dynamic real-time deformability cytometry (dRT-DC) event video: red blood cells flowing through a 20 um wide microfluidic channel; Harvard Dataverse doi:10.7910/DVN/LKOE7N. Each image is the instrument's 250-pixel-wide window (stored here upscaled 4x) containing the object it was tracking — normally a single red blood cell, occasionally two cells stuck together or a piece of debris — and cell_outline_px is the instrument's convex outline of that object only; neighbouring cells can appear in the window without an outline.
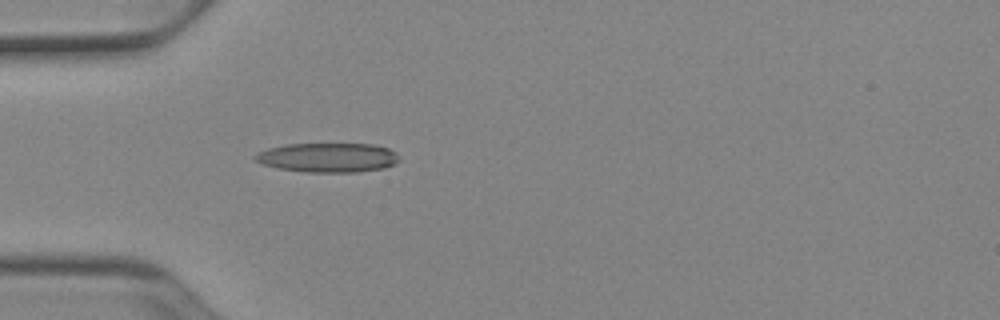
{"species": "Egyptian fruit bat (a non-hibernating species)", "species_latin": "Rousettus aegyptiacus", "temperature_condition": "cold", "stored_images_in_passage": 37, "camera_frame_rate_fps": 3000, "um_per_image_px": 0.085, "animal": {"sex": "female"}, "frame": {"image": 1, "passage_image": 1, "time_ms": 0.0, "image_size_px": [1000, 320], "cell_outline_px": [[400, 160], [396, 164], [384, 168], [356, 172], [304, 172], [280, 168], [264, 164], [256, 160], [252, 156], [268, 148], [288, 144], [372, 144], [388, 148], [396, 152]], "centroid_in_image_um": [27.92, 13.39], "position_along_channel_um": 57.1, "area_um2": 24.57}}
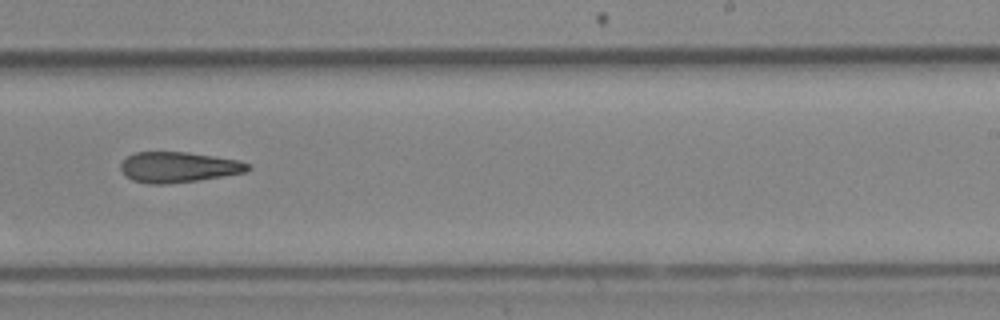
{"frame": {"image": 2, "passage_image": 18, "time_ms": 5.667, "image_size_px": [1000, 320], "cell_outline_px": [[252, 168], [248, 172], [200, 180], [168, 184], [148, 184], [132, 180], [124, 176], [120, 172], [120, 164], [128, 156], [136, 152], [188, 152], [240, 160], [248, 164]], "centroid_in_image_um": [15.17, 14.22], "position_along_channel_um": 273.8, "area_um2": 22.95}}
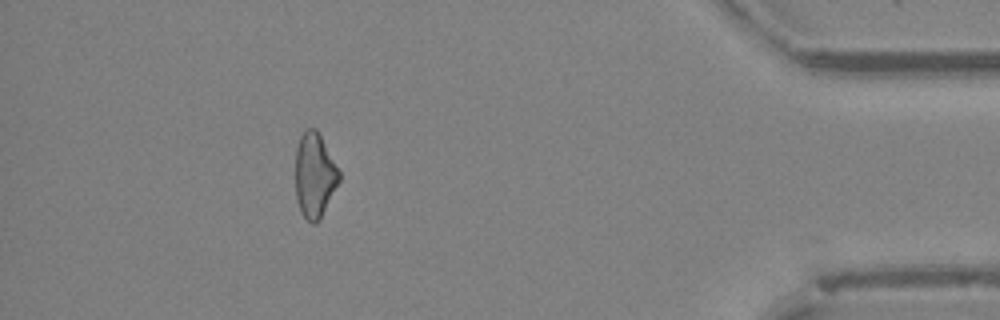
{"frame": {"image": 3, "passage_image": 32, "time_ms": 10.333, "image_size_px": [1000, 320], "cell_outline_px": [[340, 180], [320, 220], [316, 224], [312, 224], [300, 212], [296, 200], [296, 148], [300, 136], [308, 128], [316, 128], [340, 172]], "centroid_in_image_um": [26.73, 14.93], "position_along_channel_um": 408.5, "area_um2": 21.5}, "authors_computed_cell_mechanics": {"area_um2": 23.0622, "velocity_mm_per_s": 3.9408, "shape_relaxation_time_tau1_ms": null, "shape_relaxation_time_tau2_ms": 10.7727, "deformation_change_tau1": null, "deformation_change_tau2": 0.2625}}